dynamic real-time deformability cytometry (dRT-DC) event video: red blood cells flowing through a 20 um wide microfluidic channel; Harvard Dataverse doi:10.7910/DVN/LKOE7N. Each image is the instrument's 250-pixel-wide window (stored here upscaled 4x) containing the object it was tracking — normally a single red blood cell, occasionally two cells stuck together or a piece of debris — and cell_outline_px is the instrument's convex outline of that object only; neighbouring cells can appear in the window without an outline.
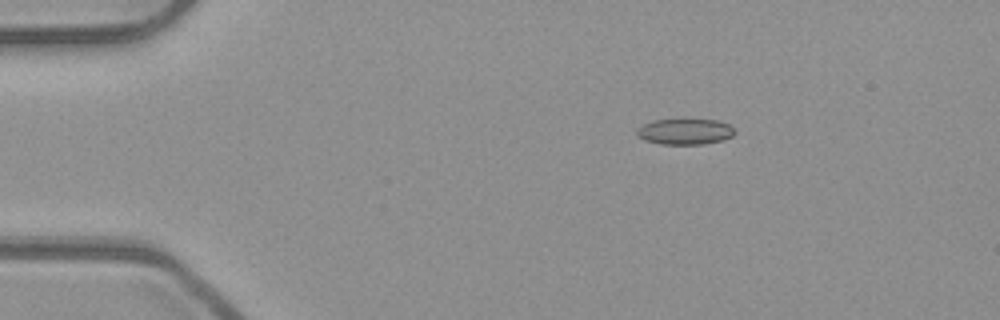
{"species": "common noctule bat (a hibernating species)", "species_latin": "Nyctalus noctula", "temperature_condition": "room temperature", "stored_images_in_passage": 44, "camera_frame_rate_fps": 3000, "um_per_image_px": 0.085, "animal": {"sex": "male", "body_mass_g": 23.1, "forearm_length_mm": 52.7}, "frame": {"image": 1, "passage_image": 1, "time_ms": 0.0, "image_size_px": [1000, 320], "cell_outline_px": [[736, 132], [732, 136], [724, 140], [704, 144], [660, 144], [644, 140], [636, 136], [636, 128], [652, 120], [716, 120], [728, 124]], "centroid_in_image_um": [58.19, 11.2], "position_along_channel_um": 26.8, "area_um2": 14.74}}
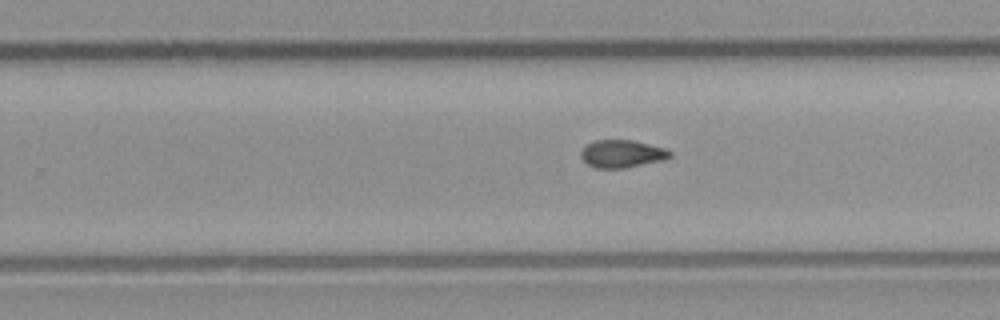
{"frame": {"image": 2, "passage_image": 25, "time_ms": 8.0, "image_size_px": [1000, 320], "cell_outline_px": [[672, 156], [664, 160], [624, 168], [596, 168], [588, 164], [580, 156], [580, 152], [588, 144], [596, 140], [632, 140], [664, 148], [672, 152]], "centroid_in_image_um": [52.88, 13.07], "position_along_channel_um": 276.9, "area_um2": 14.22}}
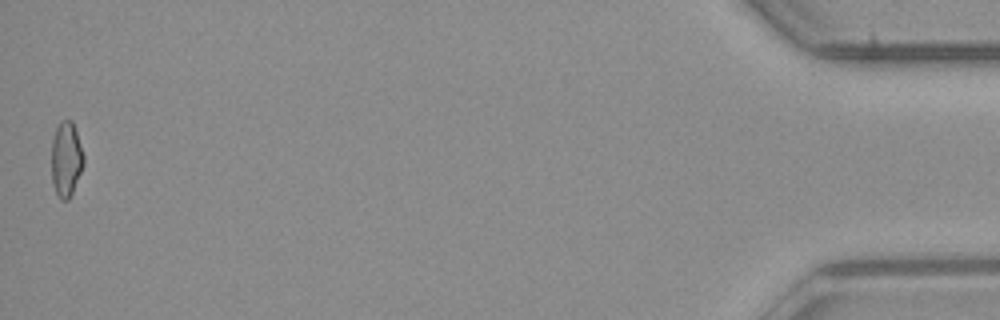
{"frame": {"image": 3, "passage_image": 44, "time_ms": 14.333, "image_size_px": [1000, 320], "cell_outline_px": [[84, 164], [72, 192], [68, 200], [60, 200], [52, 184], [52, 140], [56, 128], [60, 120], [72, 120], [84, 156]], "centroid_in_image_um": [5.61, 13.53], "position_along_channel_um": 429.6, "area_um2": 13.93}, "authors_computed_cell_mechanics": {"area_um2": 14.45, "velocity_mm_per_s": 3.9704, "shape_relaxation_time_tau1_ms": null, "shape_relaxation_time_tau2_ms": 2.6252, "deformation_change_tau1": null, "deformation_change_tau2": 0.0795}}